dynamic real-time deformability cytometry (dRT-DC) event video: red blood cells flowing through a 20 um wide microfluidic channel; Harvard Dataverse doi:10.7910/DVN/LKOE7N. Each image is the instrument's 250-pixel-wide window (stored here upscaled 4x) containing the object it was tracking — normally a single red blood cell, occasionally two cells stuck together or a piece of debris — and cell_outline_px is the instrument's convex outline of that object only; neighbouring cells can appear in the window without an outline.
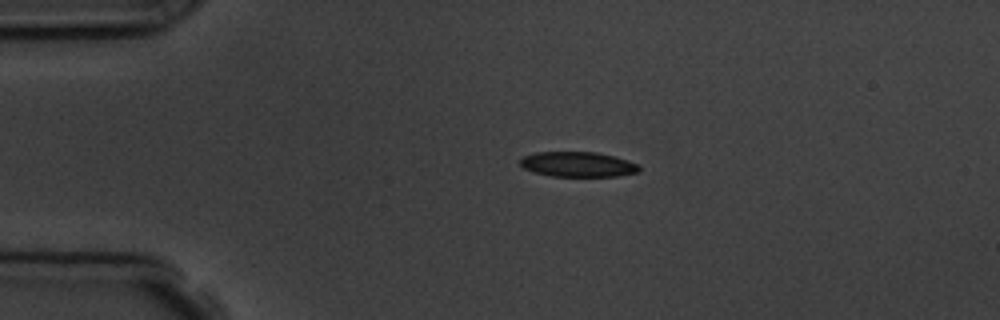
{"species": "common noctule bat (a hibernating species)", "species_latin": "Nyctalus noctula", "temperature_condition": "room temperature", "stored_images_in_passage": 5, "camera_frame_rate_fps": 3000, "um_per_image_px": 0.085, "animal": {"sex": "male", "body_mass_g": 19.5, "forearm_length_mm": 54.6}, "frame": {"image": 1, "passage_image": 3, "time_ms": 2.333, "image_size_px": [1000, 320], "cell_outline_px": [[640, 168], [636, 172], [616, 176], [552, 176], [536, 172], [524, 168], [520, 164], [520, 160], [524, 156], [536, 152], [596, 152], [628, 160], [636, 164]], "centroid_in_image_um": [49.09, 13.96], "position_along_channel_um": 35.9, "area_um2": 17.05}}
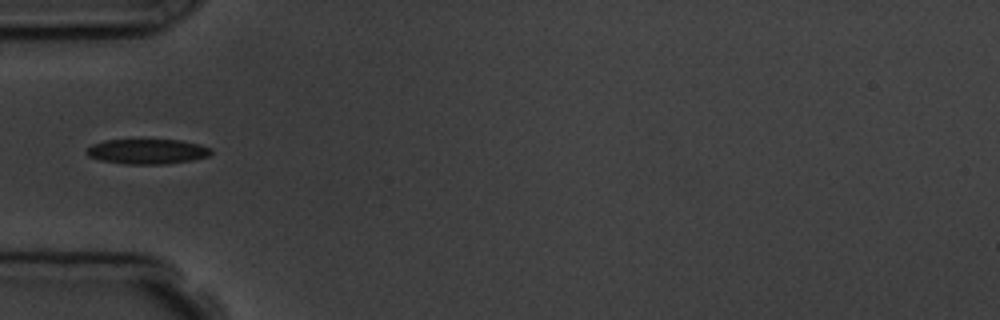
{"frame": {"image": 2, "passage_image": 5, "time_ms": 4.333, "image_size_px": [1000, 320], "cell_outline_px": [[212, 152], [208, 156], [192, 160], [164, 164], [124, 164], [100, 160], [88, 156], [84, 152], [92, 144], [104, 140], [180, 140], [200, 144], [212, 148]], "centroid_in_image_um": [12.51, 12.87], "position_along_channel_um": 72.5, "area_um2": 18.21}}